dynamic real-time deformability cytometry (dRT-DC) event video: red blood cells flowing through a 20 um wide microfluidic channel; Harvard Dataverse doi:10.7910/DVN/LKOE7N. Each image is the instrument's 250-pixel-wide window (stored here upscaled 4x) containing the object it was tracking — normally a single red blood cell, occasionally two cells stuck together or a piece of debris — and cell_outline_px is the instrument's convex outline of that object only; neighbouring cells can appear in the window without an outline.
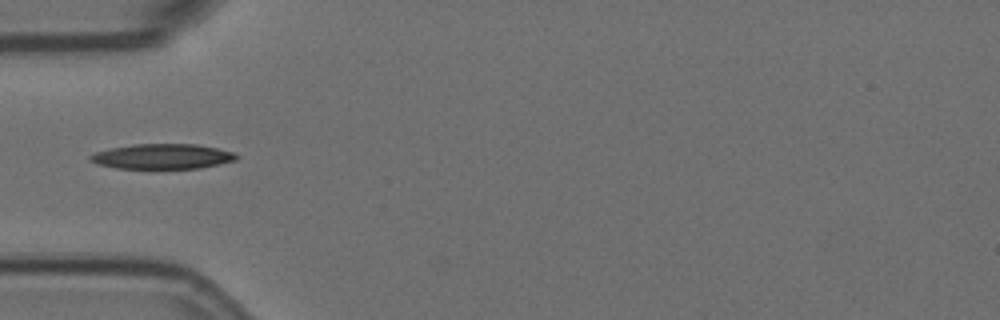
{"species": "Egyptian fruit bat (a non-hibernating species)", "species_latin": "Rousettus aegyptiacus", "temperature_condition": "room temperature", "stored_images_in_passage": 8, "camera_frame_rate_fps": 3000, "um_per_image_px": 0.085, "animal": {"sex": "female"}, "frame": {"image": 1, "passage_image": 6, "time_ms": 1.667, "image_size_px": [1000, 320], "cell_outline_px": [[240, 156], [236, 160], [200, 168], [116, 168], [96, 164], [88, 160], [88, 156], [96, 152], [112, 148], [136, 144], [196, 144], [216, 148], [232, 152]], "centroid_in_image_um": [13.78, 13.3], "position_along_channel_um": 71.2, "area_um2": 21.21}}
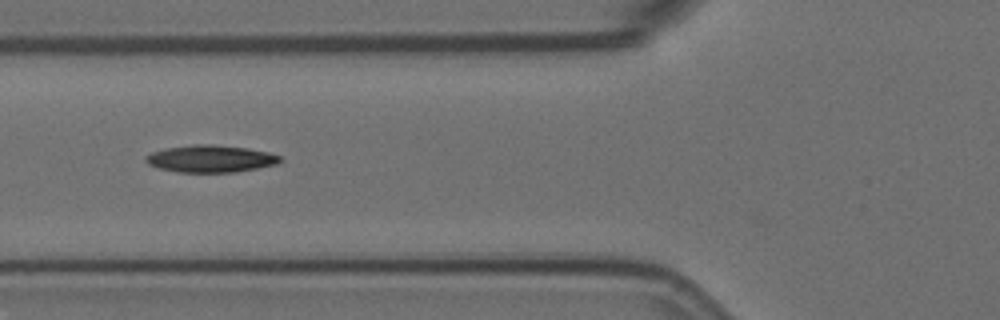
{"frame": {"image": 2, "passage_image": 7, "time_ms": 2.0, "image_size_px": [1000, 320], "cell_outline_px": [[284, 160], [276, 164], [236, 172], [176, 172], [160, 168], [148, 164], [144, 160], [144, 156], [152, 152], [164, 148], [196, 144], [212, 144], [248, 148], [268, 152], [280, 156]], "centroid_in_image_um": [17.88, 13.49], "position_along_channel_um": 107.9, "area_um2": 21.33}}
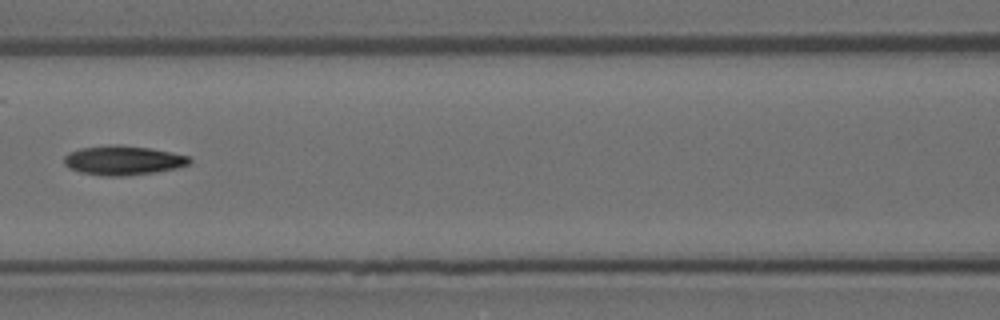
{"frame": {"image": 3, "passage_image": 8, "time_ms": 2.333, "image_size_px": [1000, 320], "cell_outline_px": [[192, 160], [188, 164], [176, 168], [156, 172], [124, 176], [100, 176], [80, 172], [68, 168], [64, 164], [64, 156], [68, 152], [80, 148], [152, 148], [172, 152], [188, 156]], "centroid_in_image_um": [10.46, 13.69], "position_along_channel_um": 156.1, "area_um2": 20.58}}